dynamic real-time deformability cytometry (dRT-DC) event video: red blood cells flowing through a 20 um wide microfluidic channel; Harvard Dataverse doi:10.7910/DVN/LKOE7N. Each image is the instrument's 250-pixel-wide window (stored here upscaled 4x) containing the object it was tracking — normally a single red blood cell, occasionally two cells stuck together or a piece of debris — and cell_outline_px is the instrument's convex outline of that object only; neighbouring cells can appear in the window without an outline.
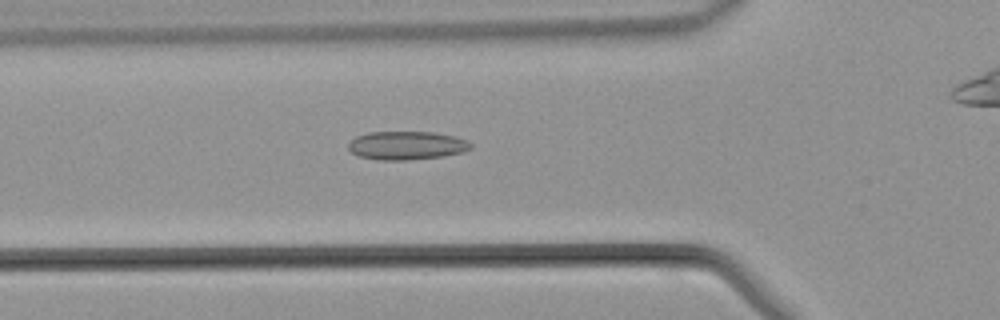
{"species": "common noctule bat (a hibernating species)", "species_latin": "Nyctalus noctula", "temperature_condition": "warm", "stored_images_in_passage": 34, "camera_frame_rate_fps": 3000, "um_per_image_px": 0.085, "animal": {"sex": "male", "body_mass_g": 21.5, "forearm_length_mm": 52.0}, "frame": {"image": 1, "passage_image": 13, "time_ms": 4.0, "image_size_px": [1000, 320], "cell_outline_px": [[472, 148], [460, 152], [444, 156], [408, 160], [376, 160], [360, 156], [352, 152], [348, 148], [348, 144], [356, 136], [368, 132], [432, 132], [456, 136], [468, 140], [472, 144]], "centroid_in_image_um": [34.58, 12.36], "position_along_channel_um": 91.2, "area_um2": 20.35}}
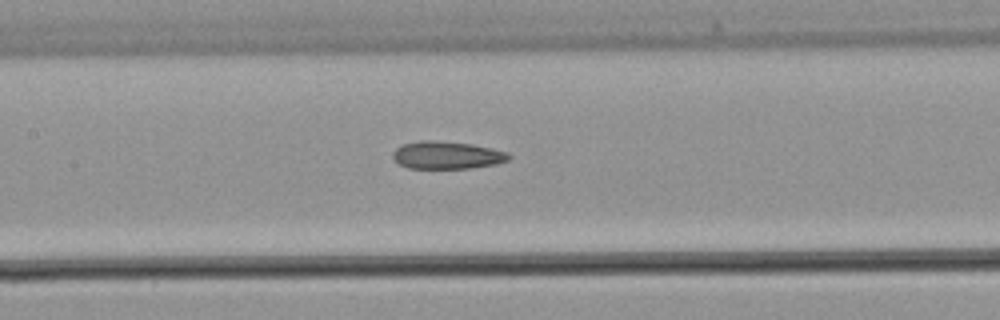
{"frame": {"image": 2, "passage_image": 18, "time_ms": 5.667, "image_size_px": [1000, 320], "cell_outline_px": [[512, 156], [508, 160], [496, 164], [472, 168], [408, 168], [400, 164], [392, 156], [392, 152], [400, 144], [420, 140], [436, 140], [472, 144], [492, 148], [508, 152]], "centroid_in_image_um": [37.99, 13.17], "position_along_channel_um": 169.4, "area_um2": 18.84}}
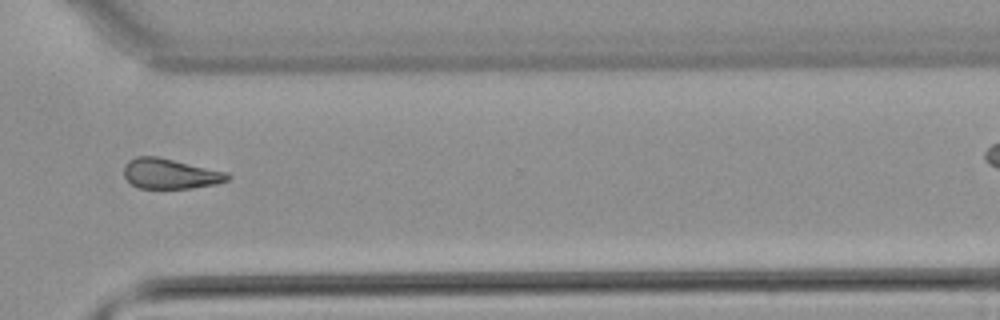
{"frame": {"image": 3, "passage_image": 30, "time_ms": 9.667, "image_size_px": [1000, 320], "cell_outline_px": [[232, 176], [228, 180], [216, 184], [192, 188], [136, 188], [124, 176], [124, 164], [128, 160], [136, 156], [156, 156], [228, 172]], "centroid_in_image_um": [14.46, 14.76], "position_along_channel_um": 356.1, "area_um2": 18.32}}